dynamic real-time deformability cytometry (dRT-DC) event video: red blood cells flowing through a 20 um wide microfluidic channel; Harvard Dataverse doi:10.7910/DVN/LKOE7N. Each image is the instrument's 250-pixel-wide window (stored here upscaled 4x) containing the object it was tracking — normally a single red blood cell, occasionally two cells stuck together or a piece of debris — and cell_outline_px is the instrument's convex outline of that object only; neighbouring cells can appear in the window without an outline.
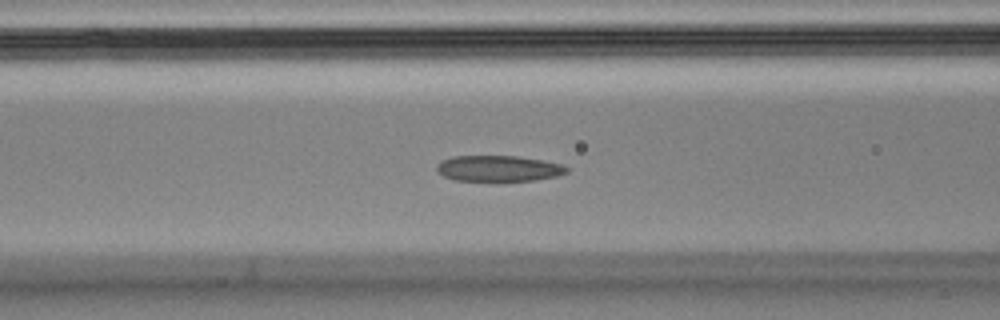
{"species": "Egyptian fruit bat (a non-hibernating species)", "species_latin": "Rousettus aegyptiacus", "temperature_condition": "cold", "stored_images_in_passage": 56, "camera_frame_rate_fps": 3000, "um_per_image_px": 0.085, "animal": {"sex": "male"}, "frame": {"image": 1, "passage_image": 21, "time_ms": 6.667, "image_size_px": [1000, 320], "cell_outline_px": [[568, 172], [556, 176], [536, 180], [452, 180], [436, 172], [436, 164], [440, 160], [452, 156], [516, 156], [540, 160], [560, 164], [568, 168]], "centroid_in_image_um": [42.3, 14.31], "position_along_channel_um": 124.3, "area_um2": 19.48}}
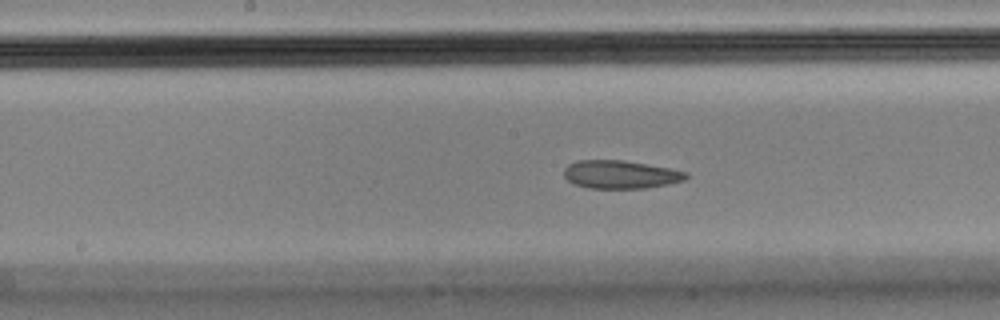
{"frame": {"image": 2, "passage_image": 27, "time_ms": 8.667, "image_size_px": [1000, 320], "cell_outline_px": [[688, 176], [684, 180], [668, 184], [644, 188], [588, 188], [572, 184], [564, 176], [564, 168], [568, 164], [576, 160], [624, 160], [668, 168], [688, 172]], "centroid_in_image_um": [52.7, 14.83], "position_along_channel_um": 195.5, "area_um2": 20.06}}
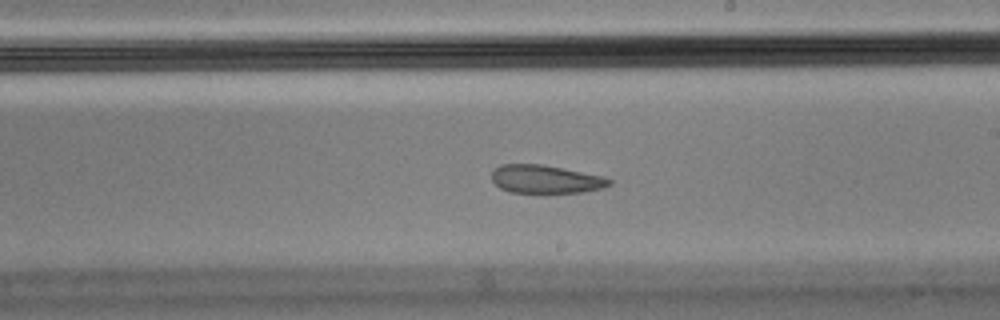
{"frame": {"image": 3, "passage_image": 31, "time_ms": 10.0, "image_size_px": [1000, 320], "cell_outline_px": [[612, 184], [604, 188], [584, 192], [508, 192], [500, 188], [492, 180], [492, 168], [500, 164], [544, 164], [604, 176], [612, 180]], "centroid_in_image_um": [46.39, 15.22], "position_along_channel_um": 242.6, "area_um2": 19.54}, "authors_computed_cell_mechanics": {"area_um2": 21.3282, "velocity_mm_per_s": 3.5569, "shape_relaxation_time_tau1_ms": null, "shape_relaxation_time_tau2_ms": 2.3397, "deformation_change_tau1": null, "deformation_change_tau2": 0.0798}}